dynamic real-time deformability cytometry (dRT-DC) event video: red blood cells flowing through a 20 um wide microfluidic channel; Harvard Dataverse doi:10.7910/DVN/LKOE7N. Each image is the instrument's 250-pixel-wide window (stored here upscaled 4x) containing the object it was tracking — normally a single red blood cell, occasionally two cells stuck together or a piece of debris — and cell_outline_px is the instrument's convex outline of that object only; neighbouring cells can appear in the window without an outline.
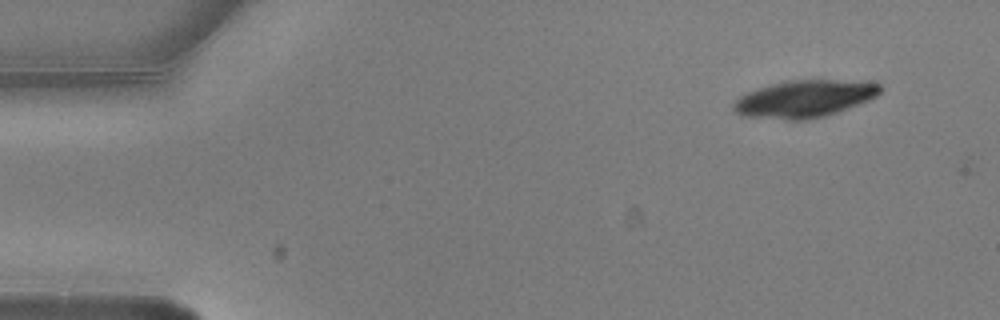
{"species": "common noctule bat (a hibernating species)", "species_latin": "Nyctalus noctula", "temperature_condition": "warm", "stored_images_in_passage": 2, "camera_frame_rate_fps": 3000, "um_per_image_px": 0.085, "animal": {"sex": "male", "body_mass_g": 20.5, "forearm_length_mm": 52.5}, "frame": {"image": 1, "passage_image": 2, "time_ms": 0.333, "image_size_px": [1000, 320], "cell_outline_px": [[884, 88], [876, 96], [868, 100], [836, 112], [824, 116], [808, 120], [788, 120], [740, 116], [732, 112], [732, 104], [740, 96], [756, 88], [788, 80], [836, 80], [880, 84]], "centroid_in_image_um": [68.29, 8.41], "position_along_channel_um": 16.7, "area_um2": 31.73}}